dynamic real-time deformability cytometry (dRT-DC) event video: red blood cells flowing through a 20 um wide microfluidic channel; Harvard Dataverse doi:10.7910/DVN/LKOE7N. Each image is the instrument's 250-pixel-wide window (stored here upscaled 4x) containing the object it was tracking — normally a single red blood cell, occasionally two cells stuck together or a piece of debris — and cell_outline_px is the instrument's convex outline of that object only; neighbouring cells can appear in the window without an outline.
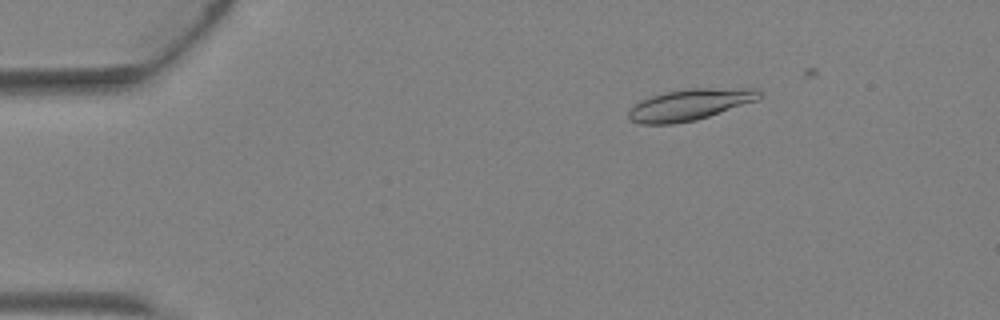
{"species": "Egyptian fruit bat (a non-hibernating species)", "species_latin": "Rousettus aegyptiacus", "temperature_condition": "warm", "stored_images_in_passage": 3, "camera_frame_rate_fps": 3000, "um_per_image_px": 0.085, "animal": {"sex": "female"}, "frame": {"image": 1, "passage_image": 3, "time_ms": 0.667, "image_size_px": [1000, 320], "cell_outline_px": [[764, 92], [756, 100], [696, 120], [672, 124], [640, 124], [632, 120], [628, 116], [628, 112], [640, 100], [664, 92], [684, 88], [760, 88]], "centroid_in_image_um": [58.65, 8.87], "position_along_channel_um": 26.4, "area_um2": 23.76}}